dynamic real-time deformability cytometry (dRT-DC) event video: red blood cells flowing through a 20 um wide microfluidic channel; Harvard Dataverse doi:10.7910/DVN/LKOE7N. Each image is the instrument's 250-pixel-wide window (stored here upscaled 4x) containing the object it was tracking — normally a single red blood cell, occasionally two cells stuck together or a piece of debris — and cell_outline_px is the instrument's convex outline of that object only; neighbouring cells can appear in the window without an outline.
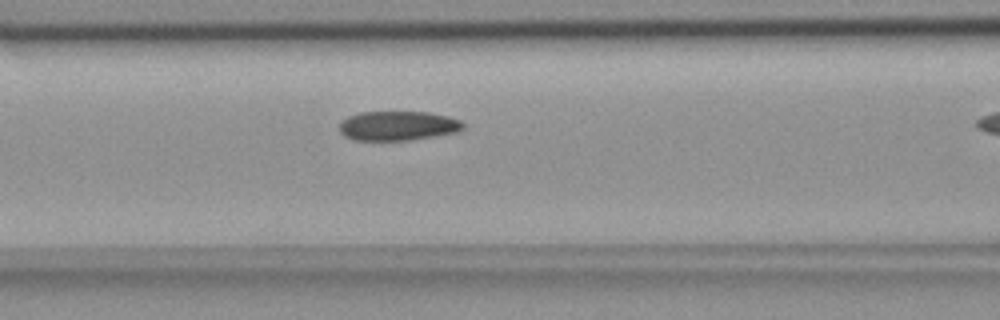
{"species": "common noctule bat (a hibernating species)", "species_latin": "Nyctalus noctula", "temperature_condition": "room temperature", "stored_images_in_passage": 20, "camera_frame_rate_fps": 3000, "um_per_image_px": 0.085, "animal": {"sex": "female", "body_mass_g": 18.4}, "frame": {"image": 1, "passage_image": 15, "time_ms": 4.667, "image_size_px": [1000, 320], "cell_outline_px": [[464, 128], [456, 132], [408, 140], [352, 140], [344, 136], [340, 132], [340, 124], [348, 116], [360, 112], [428, 112], [448, 116], [460, 120], [464, 124]], "centroid_in_image_um": [33.81, 10.69], "position_along_channel_um": 132.8, "area_um2": 21.1}}